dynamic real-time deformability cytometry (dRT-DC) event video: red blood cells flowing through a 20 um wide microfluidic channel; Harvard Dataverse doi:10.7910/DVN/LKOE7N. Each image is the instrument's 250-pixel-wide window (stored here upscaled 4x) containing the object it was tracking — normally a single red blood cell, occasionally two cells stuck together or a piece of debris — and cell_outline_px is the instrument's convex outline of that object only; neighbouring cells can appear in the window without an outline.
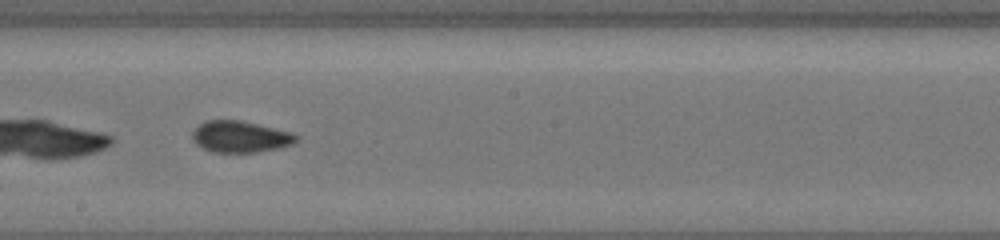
{"species": "common noctule bat (a hibernating species)", "species_latin": "Nyctalus noctula", "temperature_condition": "cold", "stored_images_in_passage": 37, "camera_frame_rate_fps": 3000, "um_per_image_px": 0.085, "animal": {"sex": "female", "body_mass_g": 19.5, "forearm_length_mm": 54.1}, "frame": {"image": 1, "passage_image": 27, "time_ms": 8.667, "image_size_px": [1000, 240], "cell_outline_px": [[300, 140], [292, 144], [280, 148], [256, 152], [212, 152], [196, 144], [192, 140], [192, 132], [204, 120], [240, 120], [292, 132], [300, 136]], "centroid_in_image_um": [20.45, 11.62], "position_along_channel_um": 227.7, "area_um2": 19.19}}
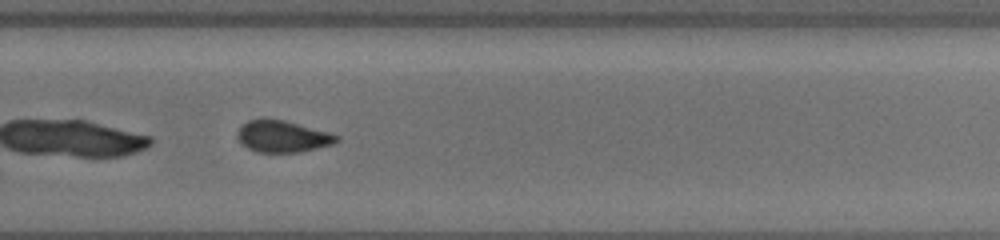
{"frame": {"image": 2, "passage_image": 33, "time_ms": 10.667, "image_size_px": [1000, 240], "cell_outline_px": [[340, 140], [332, 144], [300, 152], [256, 152], [248, 148], [236, 136], [236, 132], [248, 120], [284, 120], [328, 132], [340, 136]], "centroid_in_image_um": [24.04, 11.61], "position_along_channel_um": 305.8, "area_um2": 17.92}}